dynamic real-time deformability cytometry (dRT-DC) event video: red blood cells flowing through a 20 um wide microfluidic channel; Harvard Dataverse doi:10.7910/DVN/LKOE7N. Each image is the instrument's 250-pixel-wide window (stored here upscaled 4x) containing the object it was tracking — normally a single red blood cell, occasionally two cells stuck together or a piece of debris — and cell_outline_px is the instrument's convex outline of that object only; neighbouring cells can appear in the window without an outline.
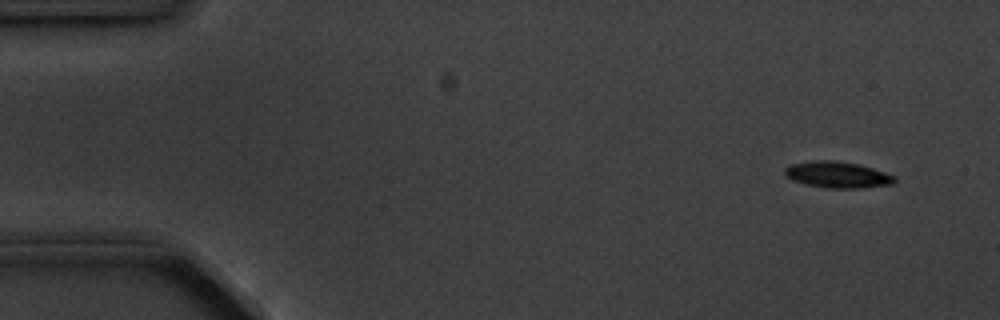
{"species": "common noctule bat (a hibernating species)", "species_latin": "Nyctalus noctula", "temperature_condition": "cold", "stored_images_in_passage": 14, "camera_frame_rate_fps": 3000, "um_per_image_px": 0.085, "animal": {"sex": "male", "body_mass_g": 20.1, "forearm_length_mm": 53.5}, "frame": {"image": 1, "passage_image": 1, "time_ms": 0.0, "image_size_px": [1000, 320], "cell_outline_px": [[896, 180], [892, 184], [860, 188], [828, 188], [808, 184], [792, 180], [784, 176], [784, 168], [792, 164], [812, 160], [836, 160], [856, 164], [872, 168], [896, 176]], "centroid_in_image_um": [71.16, 14.84], "position_along_channel_um": 13.8, "area_um2": 16.76}}
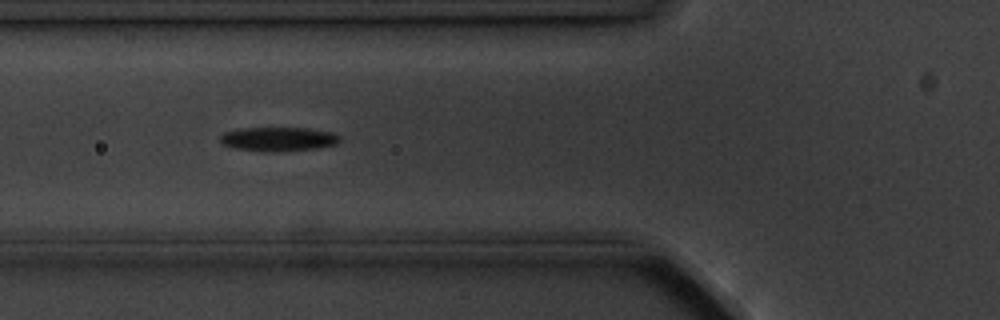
{"frame": {"image": 2, "passage_image": 5, "time_ms": 5.333, "image_size_px": [1000, 320], "cell_outline_px": [[340, 140], [336, 144], [316, 148], [280, 152], [264, 152], [232, 148], [224, 144], [220, 140], [220, 136], [224, 132], [240, 128], [308, 128], [332, 132], [340, 136]], "centroid_in_image_um": [23.64, 11.83], "position_along_channel_um": 102.2, "area_um2": 16.94}}
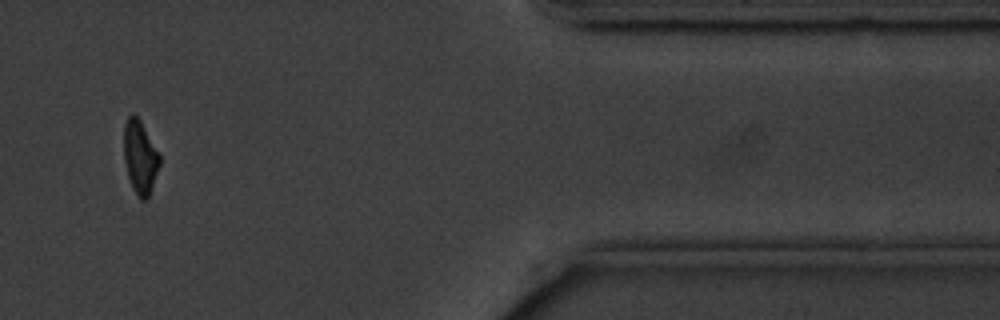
{"frame": {"image": 3, "passage_image": 13, "time_ms": 14.667, "image_size_px": [1000, 320], "cell_outline_px": [[160, 164], [148, 196], [144, 200], [140, 200], [136, 196], [132, 188], [124, 164], [124, 124], [128, 116], [132, 112], [140, 120], [160, 156]], "centroid_in_image_um": [11.88, 13.36], "position_along_channel_um": 399.5, "area_um2": 15.14}, "authors_computed_cell_mechanics": {"area_um2": 16.3285, "velocity_mm_per_s": 3.59, "shape_relaxation_time_tau1_ms": 2.4008, "shape_relaxation_time_tau2_ms": null, "deformation_change_tau1": 0.1042, "deformation_change_tau2": null}}